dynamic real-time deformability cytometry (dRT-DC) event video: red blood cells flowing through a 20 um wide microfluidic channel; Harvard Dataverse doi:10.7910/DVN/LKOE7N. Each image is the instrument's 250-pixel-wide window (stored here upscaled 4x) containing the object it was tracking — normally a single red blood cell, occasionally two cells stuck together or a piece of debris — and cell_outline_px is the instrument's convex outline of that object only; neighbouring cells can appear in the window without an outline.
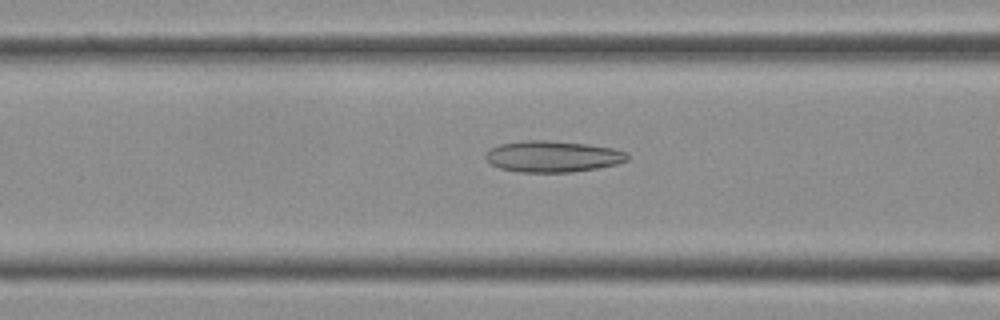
{"species": "Egyptian fruit bat (a non-hibernating species)", "species_latin": "Rousettus aegyptiacus", "temperature_condition": "cold", "stored_images_in_passage": 38, "camera_frame_rate_fps": 3000, "um_per_image_px": 0.085, "frame": {"image": 1, "passage_image": 15, "time_ms": 4.667, "image_size_px": [1000, 320], "cell_outline_px": [[628, 160], [616, 164], [596, 168], [572, 172], [520, 172], [500, 168], [492, 164], [484, 156], [484, 152], [488, 148], [500, 144], [524, 140], [548, 140], [588, 144], [612, 148], [628, 152]], "centroid_in_image_um": [46.95, 13.29], "position_along_channel_um": 119.6, "area_um2": 25.95}}
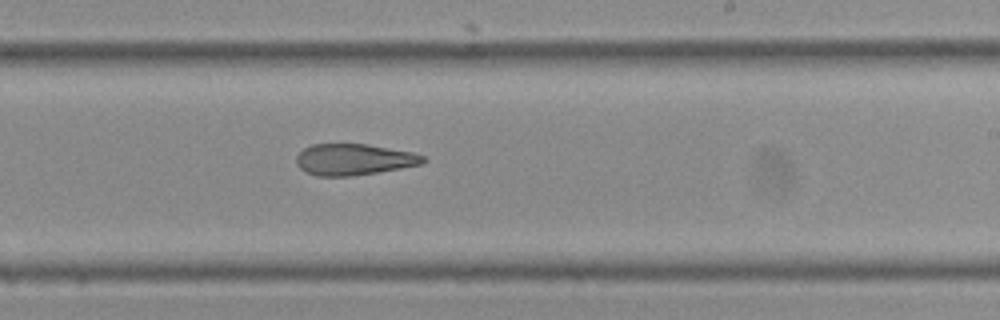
{"frame": {"image": 2, "passage_image": 23, "time_ms": 7.333, "image_size_px": [1000, 320], "cell_outline_px": [[428, 160], [420, 164], [400, 168], [352, 176], [316, 176], [304, 172], [296, 164], [296, 156], [304, 148], [312, 144], [368, 144], [412, 152], [424, 156]], "centroid_in_image_um": [30.04, 13.55], "position_along_channel_um": 259.0, "area_um2": 23.12}}
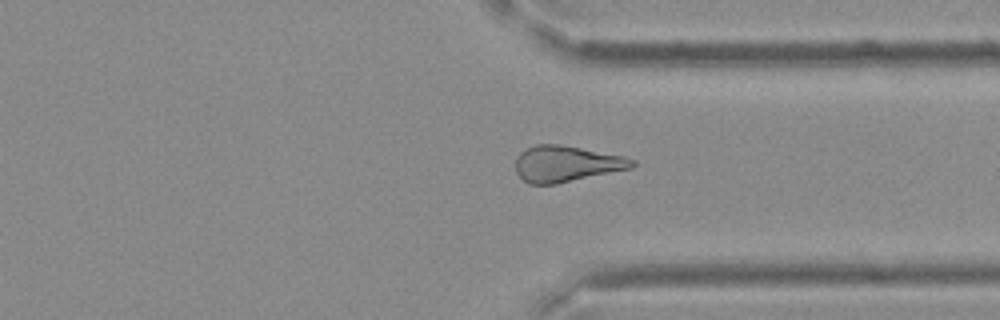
{"frame": {"image": 3, "passage_image": 29, "time_ms": 9.333, "image_size_px": [1000, 320], "cell_outline_px": [[636, 164], [632, 168], [556, 184], [528, 184], [516, 172], [516, 156], [520, 152], [536, 144], [556, 144], [580, 148], [624, 156], [636, 160]], "centroid_in_image_um": [48.14, 13.93], "position_along_channel_um": 363.3, "area_um2": 24.39}}